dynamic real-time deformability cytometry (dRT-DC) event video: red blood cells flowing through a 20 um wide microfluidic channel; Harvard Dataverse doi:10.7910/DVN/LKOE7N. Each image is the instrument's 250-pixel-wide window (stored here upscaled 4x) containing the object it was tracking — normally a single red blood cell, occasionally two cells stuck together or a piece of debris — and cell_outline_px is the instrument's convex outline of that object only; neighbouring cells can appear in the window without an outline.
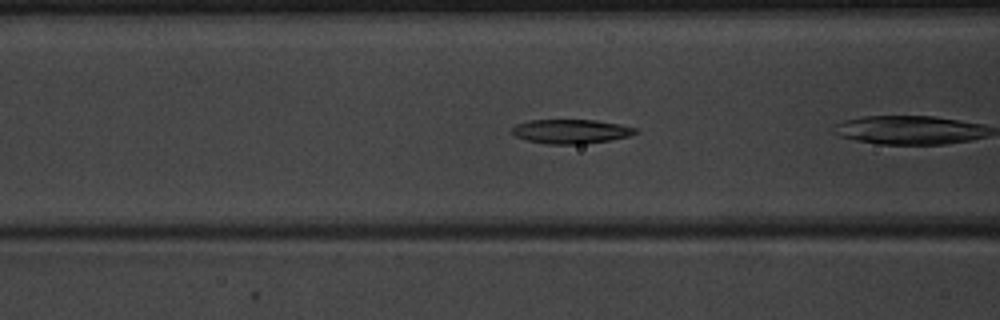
{"species": "common noctule bat (a hibernating species)", "species_latin": "Nyctalus noctula", "temperature_condition": "warm", "stored_images_in_passage": 11, "camera_frame_rate_fps": 3000, "um_per_image_px": 0.085, "animal": {"sex": "male", "body_mass_g": 20.1, "forearm_length_mm": 53.5}, "frame": {"image": 1, "passage_image": 4, "time_ms": 1.0, "image_size_px": [1000, 320], "cell_outline_px": [[640, 132], [628, 136], [608, 140], [584, 144], [548, 144], [528, 140], [516, 136], [508, 132], [516, 124], [528, 120], [596, 120], [620, 124], [636, 128]], "centroid_in_image_um": [48.51, 11.16], "position_along_channel_um": 118.1, "area_um2": 17.46}}
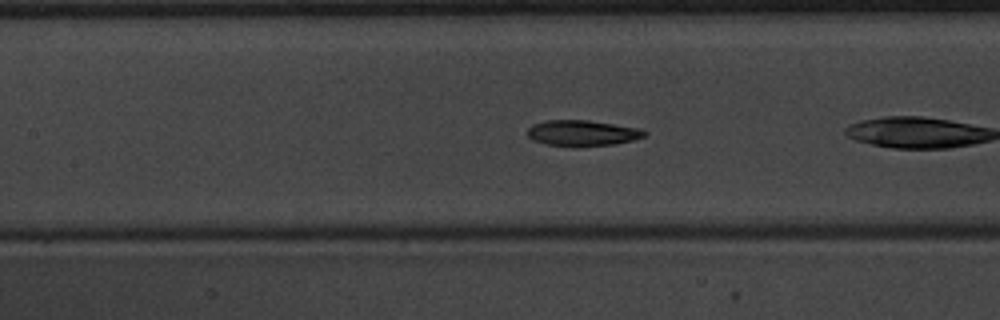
{"frame": {"image": 2, "passage_image": 7, "time_ms": 2.0, "image_size_px": [1000, 320], "cell_outline_px": [[648, 132], [644, 136], [632, 140], [616, 144], [576, 148], [572, 148], [544, 144], [532, 140], [528, 136], [528, 128], [532, 124], [548, 120], [588, 120], [640, 128]], "centroid_in_image_um": [49.48, 11.33], "position_along_channel_um": 157.9, "area_um2": 18.03}}
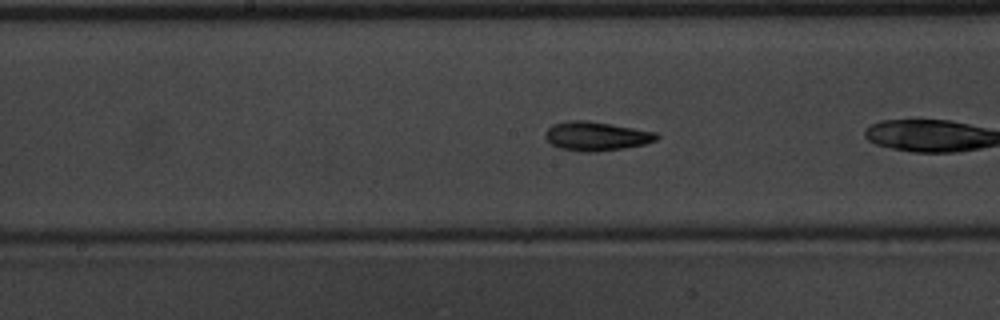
{"frame": {"image": 3, "passage_image": 10, "time_ms": 3.0, "image_size_px": [1000, 320], "cell_outline_px": [[660, 136], [656, 140], [644, 144], [624, 148], [596, 152], [580, 152], [560, 148], [552, 144], [544, 136], [544, 132], [552, 124], [568, 120], [588, 120], [656, 132]], "centroid_in_image_um": [50.66, 11.57], "position_along_channel_um": 197.5, "area_um2": 18.9}}